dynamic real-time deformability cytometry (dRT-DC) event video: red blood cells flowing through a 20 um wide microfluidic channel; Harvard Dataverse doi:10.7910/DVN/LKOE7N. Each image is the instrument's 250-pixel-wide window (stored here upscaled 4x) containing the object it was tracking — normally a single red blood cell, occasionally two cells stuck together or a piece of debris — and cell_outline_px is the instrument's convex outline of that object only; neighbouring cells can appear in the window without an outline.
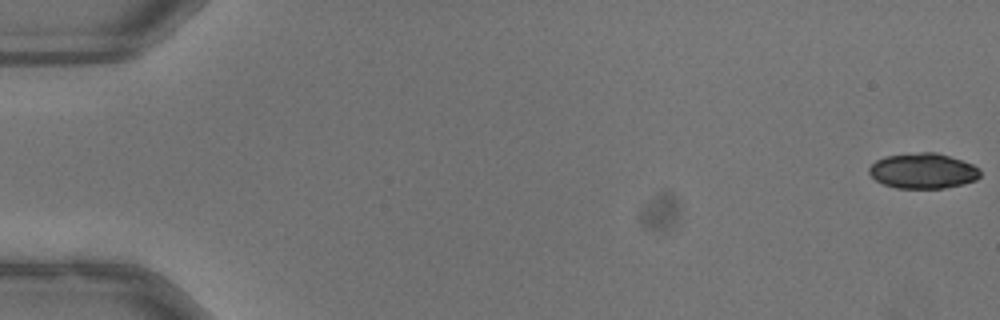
{"species": "common noctule bat (a hibernating species)", "species_latin": "Nyctalus noctula", "temperature_condition": "warm", "stored_images_in_passage": 47, "camera_frame_rate_fps": 3000, "um_per_image_px": 0.085, "animal": {"sex": "male", "body_mass_g": 13.3}, "frame": {"image": 1, "passage_image": 1, "time_ms": 0.0, "image_size_px": [1000, 320], "cell_outline_px": [[980, 176], [976, 180], [964, 184], [944, 188], [896, 188], [884, 184], [876, 180], [868, 172], [868, 168], [876, 160], [884, 156], [920, 152], [936, 152], [972, 164], [980, 168]], "centroid_in_image_um": [78.45, 14.52], "position_along_channel_um": 6.5, "area_um2": 22.89}}
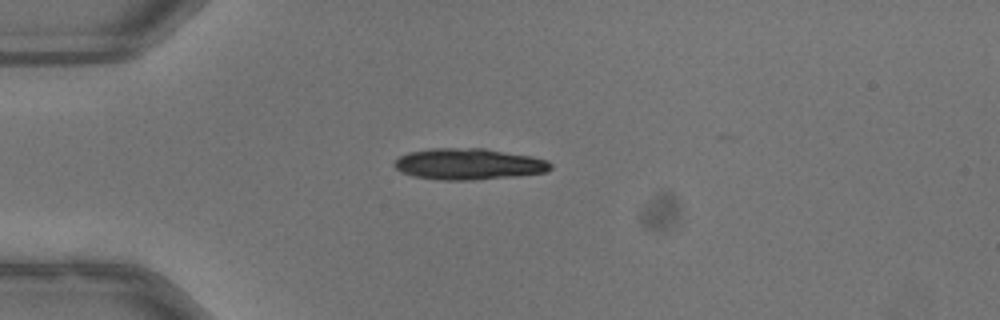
{"frame": {"image": 2, "passage_image": 15, "time_ms": 4.667, "image_size_px": [1000, 320], "cell_outline_px": [[552, 168], [548, 172], [516, 176], [472, 180], [440, 180], [412, 176], [400, 172], [392, 164], [400, 156], [408, 152], [428, 148], [484, 148], [532, 156], [548, 160], [552, 164]], "centroid_in_image_um": [39.83, 13.94], "position_along_channel_um": 45.2, "area_um2": 28.78}}